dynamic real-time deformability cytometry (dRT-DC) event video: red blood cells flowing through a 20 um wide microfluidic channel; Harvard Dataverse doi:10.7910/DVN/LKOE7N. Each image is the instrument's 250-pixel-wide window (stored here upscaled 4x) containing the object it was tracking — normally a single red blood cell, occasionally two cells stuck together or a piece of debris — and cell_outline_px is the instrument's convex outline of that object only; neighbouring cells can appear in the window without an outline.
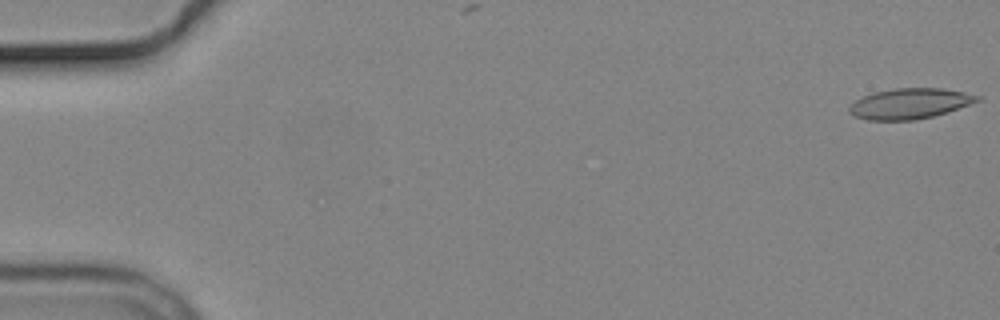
{"species": "common noctule bat (a hibernating species)", "species_latin": "Nyctalus noctula", "temperature_condition": "cold", "stored_images_in_passage": 8, "camera_frame_rate_fps": 3000, "um_per_image_px": 0.085, "animal": {"sex": "male", "body_mass_g": 19.2, "forearm_length_mm": 51.8}, "frame": {"image": 1, "passage_image": 1, "time_ms": 0.0, "image_size_px": [1000, 320], "cell_outline_px": [[984, 100], [948, 112], [916, 120], [868, 120], [856, 116], [848, 112], [848, 108], [856, 100], [872, 92], [896, 88], [944, 88], [964, 92], [980, 96]], "centroid_in_image_um": [77.38, 8.8], "position_along_channel_um": 7.6, "area_um2": 22.89}}
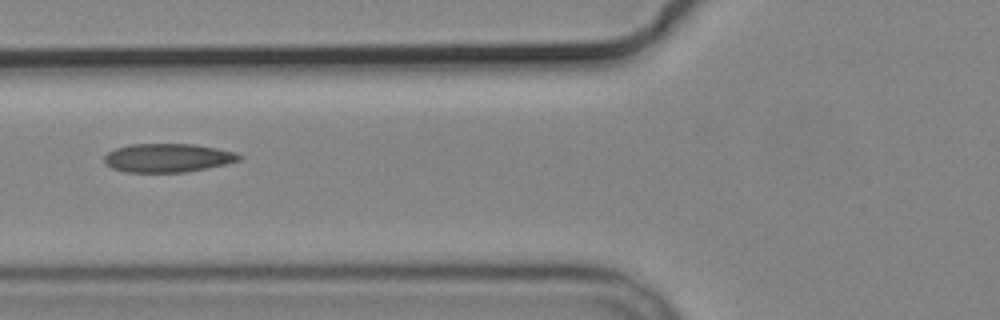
{"frame": {"image": 2, "passage_image": 7, "time_ms": 7.0, "image_size_px": [1000, 320], "cell_outline_px": [[244, 156], [240, 160], [224, 164], [184, 172], [128, 172], [112, 168], [104, 164], [104, 156], [108, 152], [116, 148], [128, 144], [192, 144], [216, 148], [236, 152]], "centroid_in_image_um": [14.23, 13.41], "position_along_channel_um": 111.6, "area_um2": 22.43}}
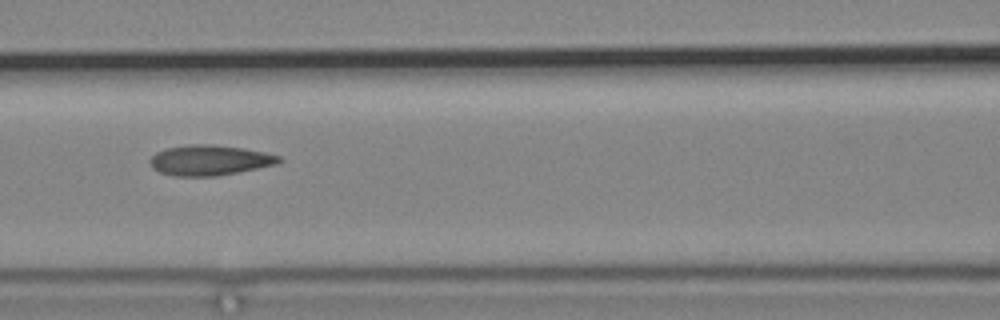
{"frame": {"image": 3, "passage_image": 8, "time_ms": 8.0, "image_size_px": [1000, 320], "cell_outline_px": [[284, 160], [280, 164], [216, 176], [172, 176], [160, 172], [152, 168], [148, 160], [156, 152], [164, 148], [192, 144], [212, 144], [244, 148], [264, 152], [280, 156]], "centroid_in_image_um": [17.83, 13.62], "position_along_channel_um": 148.8, "area_um2": 23.06}}